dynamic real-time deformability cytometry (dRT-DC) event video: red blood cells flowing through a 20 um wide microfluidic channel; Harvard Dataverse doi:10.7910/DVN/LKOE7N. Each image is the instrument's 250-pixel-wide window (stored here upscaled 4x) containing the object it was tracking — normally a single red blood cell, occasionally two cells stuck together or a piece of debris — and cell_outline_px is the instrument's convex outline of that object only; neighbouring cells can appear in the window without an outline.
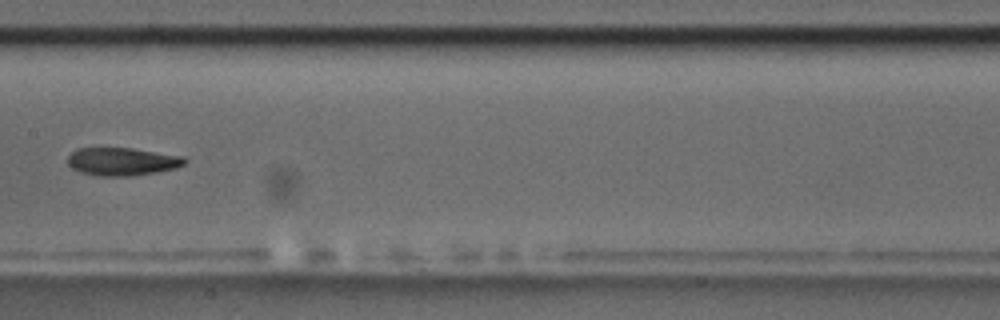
{"species": "common noctule bat (a hibernating species)", "species_latin": "Nyctalus noctula", "temperature_condition": "room temperature", "stored_images_in_passage": 7, "camera_frame_rate_fps": 3000, "um_per_image_px": 0.085, "animal": {"sex": "male", "body_mass_g": 17.5, "forearm_length_mm": 52.3}, "frame": {"image": 1, "passage_image": 4, "time_ms": 3.333, "image_size_px": [1000, 320], "cell_outline_px": [[188, 160], [184, 164], [176, 168], [156, 172], [128, 176], [100, 176], [80, 172], [72, 168], [68, 164], [68, 156], [76, 148], [132, 148], [184, 156]], "centroid_in_image_um": [10.39, 13.72], "position_along_channel_um": 197.0, "area_um2": 19.07}}
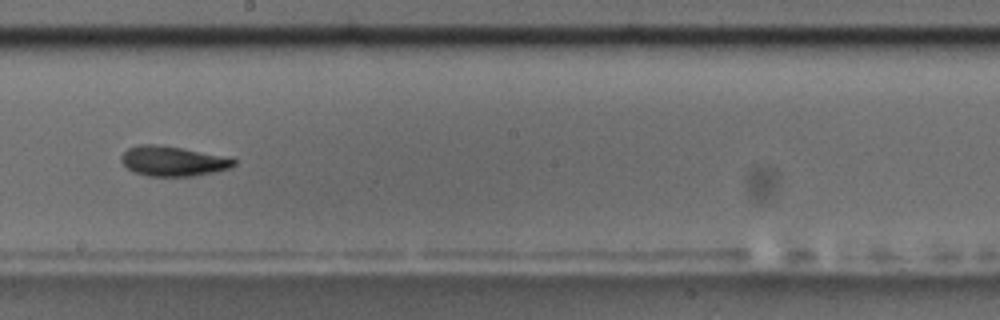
{"frame": {"image": 2, "passage_image": 5, "time_ms": 4.333, "image_size_px": [1000, 320], "cell_outline_px": [[236, 164], [232, 168], [216, 172], [192, 176], [148, 176], [136, 172], [128, 168], [120, 160], [120, 156], [128, 148], [140, 144], [156, 144], [180, 148], [236, 160]], "centroid_in_image_um": [14.66, 13.71], "position_along_channel_um": 233.5, "area_um2": 19.25}}
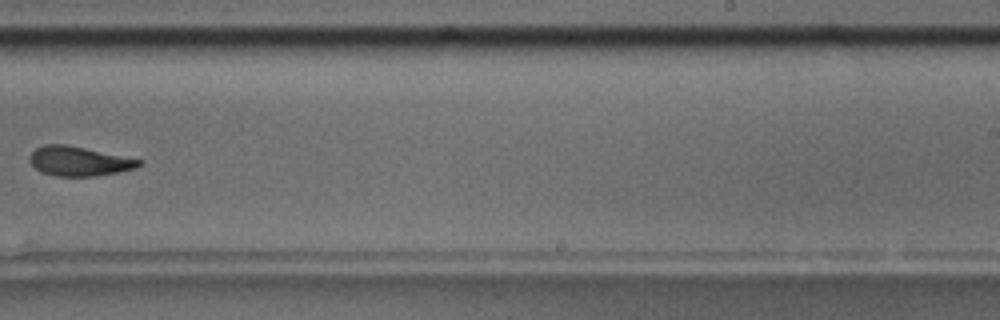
{"frame": {"image": 3, "passage_image": 6, "time_ms": 5.667, "image_size_px": [1000, 320], "cell_outline_px": [[144, 160], [136, 168], [96, 176], [56, 176], [40, 172], [28, 160], [28, 156], [36, 148], [44, 144], [64, 144]], "centroid_in_image_um": [6.68, 13.7], "position_along_channel_um": 282.3, "area_um2": 18.67}}